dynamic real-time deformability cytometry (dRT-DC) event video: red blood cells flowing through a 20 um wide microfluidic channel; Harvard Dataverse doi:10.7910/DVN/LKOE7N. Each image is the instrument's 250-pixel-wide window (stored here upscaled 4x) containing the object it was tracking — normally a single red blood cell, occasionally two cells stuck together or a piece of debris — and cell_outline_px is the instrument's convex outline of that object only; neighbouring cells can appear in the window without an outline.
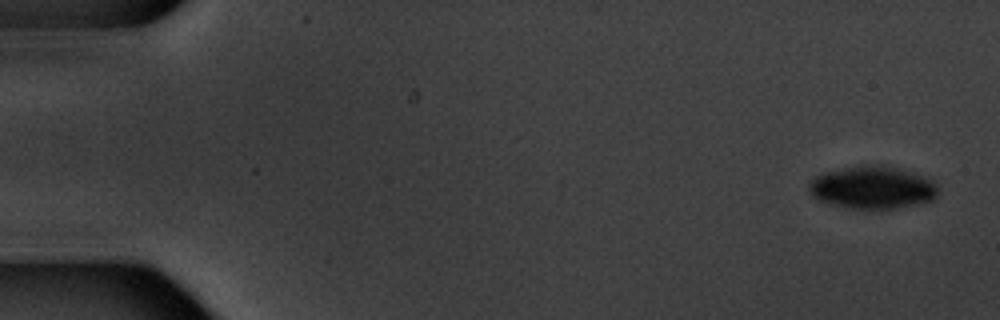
{"species": "common noctule bat (a hibernating species)", "species_latin": "Nyctalus noctula", "temperature_condition": "warm", "stored_images_in_passage": 5, "camera_frame_rate_fps": 3000, "um_per_image_px": 0.085, "animal": {"sex": "male", "body_mass_g": 20.1, "forearm_length_mm": 53.5}, "frame": {"image": 1, "passage_image": 1, "time_ms": 0.0, "image_size_px": [1000, 320], "cell_outline_px": [[936, 196], [932, 200], [916, 204], [896, 208], [848, 208], [828, 204], [816, 200], [812, 196], [808, 188], [808, 184], [816, 176], [824, 172], [848, 168], [892, 168], [908, 172], [932, 180], [936, 184]], "centroid_in_image_um": [74.09, 16.0], "position_along_channel_um": 10.9, "area_um2": 30.75}}